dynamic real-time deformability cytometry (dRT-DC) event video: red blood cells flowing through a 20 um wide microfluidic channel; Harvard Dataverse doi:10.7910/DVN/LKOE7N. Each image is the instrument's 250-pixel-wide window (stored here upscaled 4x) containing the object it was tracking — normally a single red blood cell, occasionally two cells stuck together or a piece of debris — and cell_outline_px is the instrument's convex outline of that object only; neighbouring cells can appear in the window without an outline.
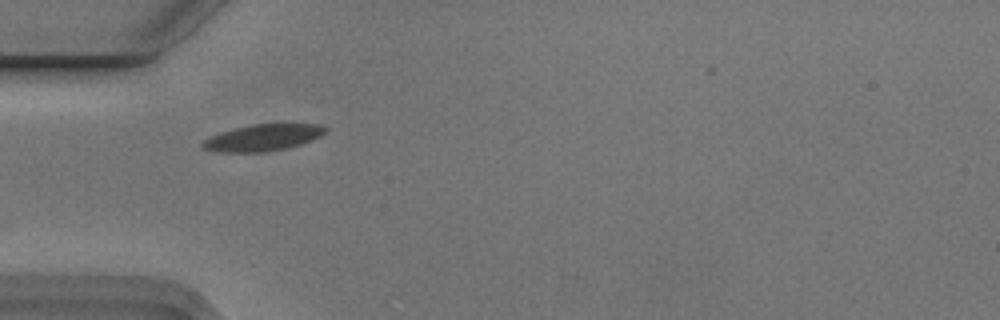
{"species": "Egyptian fruit bat (a non-hibernating species)", "species_latin": "Rousettus aegyptiacus", "temperature_condition": "cold", "stored_images_in_passage": 2, "camera_frame_rate_fps": 3000, "um_per_image_px": 0.085, "animal": {"sex": "male"}, "frame": {"image": 1, "passage_image": 1, "time_ms": 0.0, "image_size_px": [1000, 320], "cell_outline_px": [[328, 128], [320, 136], [312, 140], [300, 144], [284, 148], [260, 152], [224, 152], [204, 148], [200, 144], [204, 140], [220, 132], [252, 124], [320, 124]], "centroid_in_image_um": [22.36, 11.68], "position_along_channel_um": 62.6, "area_um2": 18.61}}